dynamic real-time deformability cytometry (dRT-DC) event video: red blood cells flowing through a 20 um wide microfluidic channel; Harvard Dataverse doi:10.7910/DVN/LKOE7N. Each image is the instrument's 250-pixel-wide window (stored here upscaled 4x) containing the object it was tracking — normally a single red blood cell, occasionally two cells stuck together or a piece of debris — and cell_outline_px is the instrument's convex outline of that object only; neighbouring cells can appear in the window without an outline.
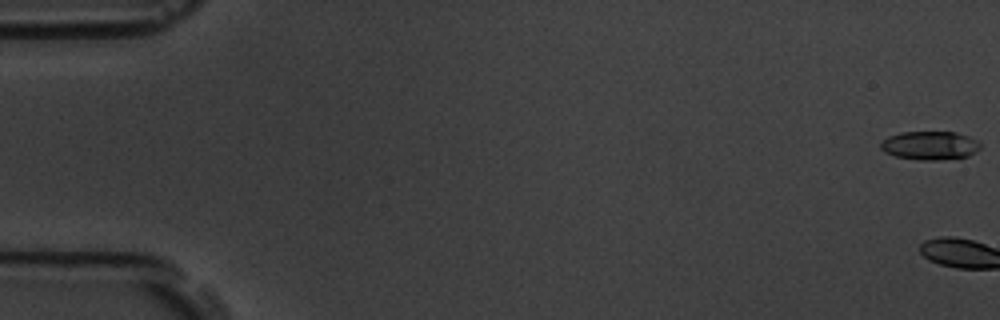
{"species": "common noctule bat (a hibernating species)", "species_latin": "Nyctalus noctula", "temperature_condition": "room temperature", "stored_images_in_passage": 4, "camera_frame_rate_fps": 3000, "um_per_image_px": 0.085, "animal": {"sex": "male", "body_mass_g": 19.5, "forearm_length_mm": 54.6}, "frame": {"image": 1, "passage_image": 1, "time_ms": 0.0, "image_size_px": [1000, 320], "cell_outline_px": [[980, 148], [976, 152], [968, 156], [940, 160], [920, 160], [896, 156], [884, 152], [880, 148], [880, 140], [888, 136], [900, 132], [956, 132], [980, 140]], "centroid_in_image_um": [79.04, 12.36], "position_along_channel_um": 6.0, "area_um2": 16.82}}